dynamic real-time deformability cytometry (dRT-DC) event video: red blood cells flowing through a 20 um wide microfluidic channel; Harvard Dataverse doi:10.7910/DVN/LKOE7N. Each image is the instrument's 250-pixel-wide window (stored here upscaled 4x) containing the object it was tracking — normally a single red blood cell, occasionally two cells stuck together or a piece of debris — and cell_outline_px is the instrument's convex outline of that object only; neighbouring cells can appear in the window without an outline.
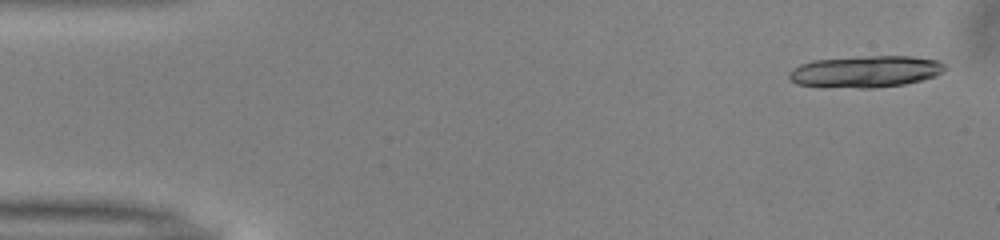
{"species": "common noctule bat (a hibernating species)", "species_latin": "Nyctalus noctula", "temperature_condition": "warm", "stored_images_in_passage": 14, "camera_frame_rate_fps": 3000, "um_per_image_px": 0.085, "animal": {"sex": "male", "body_mass_g": 13.0, "forearm_length_mm": 53.1}, "frame": {"image": 1, "passage_image": 2, "time_ms": 0.333, "image_size_px": [1000, 240], "cell_outline_px": [[948, 68], [944, 72], [936, 76], [904, 84], [872, 88], [824, 88], [796, 84], [788, 76], [788, 72], [792, 68], [800, 64], [812, 60], [856, 56], [912, 56], [940, 60]], "centroid_in_image_um": [73.55, 6.08], "position_along_channel_um": 11.4, "area_um2": 29.48}}